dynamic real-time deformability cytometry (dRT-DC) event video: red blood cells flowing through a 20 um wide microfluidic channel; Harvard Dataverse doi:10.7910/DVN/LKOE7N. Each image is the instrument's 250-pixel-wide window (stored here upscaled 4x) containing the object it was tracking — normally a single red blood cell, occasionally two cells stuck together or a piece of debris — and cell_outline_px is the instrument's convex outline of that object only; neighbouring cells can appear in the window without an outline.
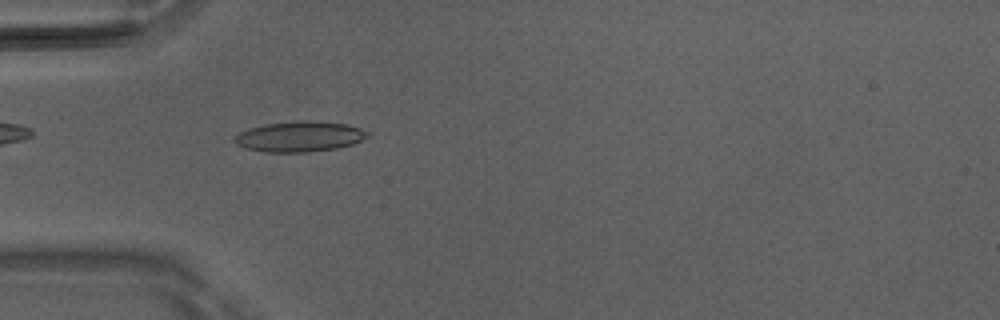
{"species": "Egyptian fruit bat (a non-hibernating species)", "species_latin": "Rousettus aegyptiacus", "temperature_condition": "room temperature", "stored_images_in_passage": 7, "camera_frame_rate_fps": 3000, "um_per_image_px": 0.085, "animal": {"sex": "male"}, "frame": {"image": 1, "passage_image": 5, "time_ms": 1.333, "image_size_px": [1000, 320], "cell_outline_px": [[372, 132], [368, 136], [352, 144], [336, 148], [308, 152], [264, 152], [244, 148], [236, 144], [232, 140], [232, 136], [240, 132], [252, 128], [268, 124], [296, 120], [308, 120], [348, 124]], "centroid_in_image_um": [25.45, 11.6], "position_along_channel_um": 59.5, "area_um2": 23.7}}
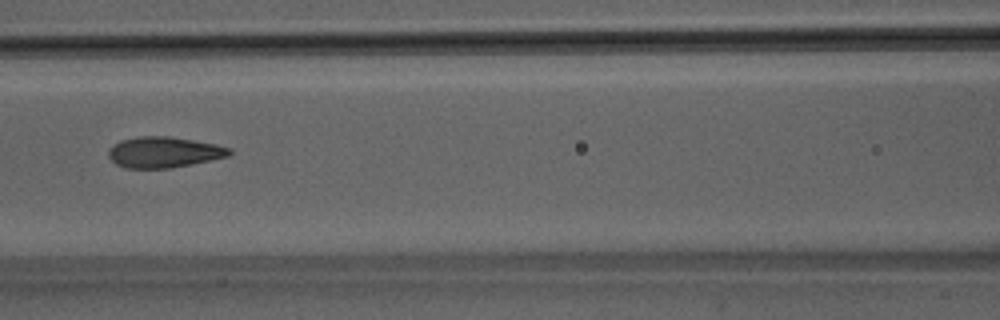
{"frame": {"image": 2, "passage_image": 7, "time_ms": 2.0, "image_size_px": [1000, 320], "cell_outline_px": [[232, 152], [228, 156], [192, 164], [172, 168], [124, 168], [116, 164], [108, 156], [108, 148], [120, 140], [140, 136], [168, 136], [216, 144], [232, 148]], "centroid_in_image_um": [13.91, 12.94], "position_along_channel_um": 152.7, "area_um2": 21.79}}